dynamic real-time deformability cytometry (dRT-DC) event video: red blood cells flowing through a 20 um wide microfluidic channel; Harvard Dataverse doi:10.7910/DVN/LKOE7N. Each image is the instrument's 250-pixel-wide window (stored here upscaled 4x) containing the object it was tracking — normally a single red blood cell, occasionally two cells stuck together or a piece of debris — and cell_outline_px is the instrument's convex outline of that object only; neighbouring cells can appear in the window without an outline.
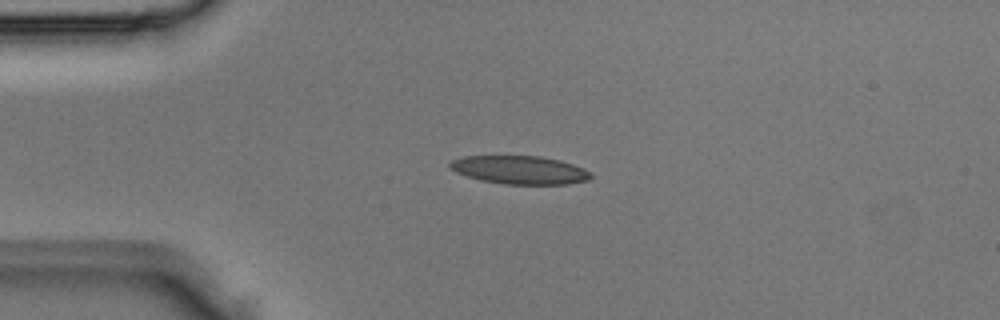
{"species": "Egyptian fruit bat (a non-hibernating species)", "species_latin": "Rousettus aegyptiacus", "temperature_condition": "room temperature", "stored_images_in_passage": 1, "camera_frame_rate_fps": 3000, "um_per_image_px": 0.085, "animal": {"sex": "male"}, "frame": {"image": 1, "passage_image": 1, "time_ms": 0.0, "image_size_px": [1000, 320], "cell_outline_px": [[592, 176], [588, 180], [568, 184], [504, 184], [480, 180], [456, 172], [448, 168], [448, 164], [452, 160], [464, 156], [540, 156], [560, 160], [584, 168]], "centroid_in_image_um": [44.15, 14.44], "position_along_channel_um": 40.8, "area_um2": 23.18}}